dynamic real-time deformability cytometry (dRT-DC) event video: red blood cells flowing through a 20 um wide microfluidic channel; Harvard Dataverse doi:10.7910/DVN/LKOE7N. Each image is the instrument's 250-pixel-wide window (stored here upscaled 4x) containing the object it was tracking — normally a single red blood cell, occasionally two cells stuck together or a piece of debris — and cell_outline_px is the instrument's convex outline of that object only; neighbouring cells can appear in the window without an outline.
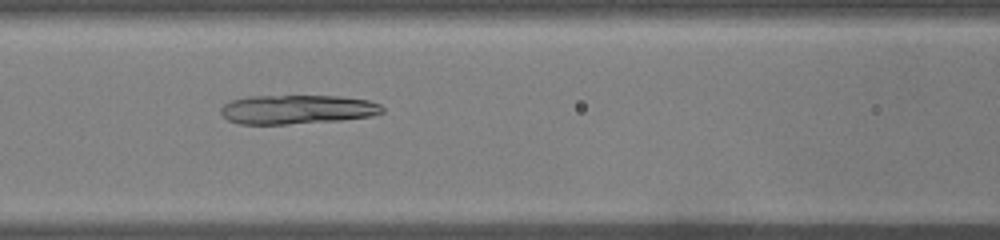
{"species": "common noctule bat (a hibernating species)", "species_latin": "Nyctalus noctula", "temperature_condition": "warm", "stored_images_in_passage": 43, "camera_frame_rate_fps": 3000, "um_per_image_px": 0.085, "animal": {"sex": "male", "body_mass_g": 19.0, "forearm_length_mm": 50.8}, "frame": {"image": 1, "passage_image": 15, "time_ms": 4.667, "image_size_px": [1000, 240], "cell_outline_px": [[384, 112], [372, 116], [340, 120], [288, 124], [240, 124], [228, 120], [220, 112], [220, 108], [224, 104], [232, 100], [248, 96], [340, 96], [368, 100], [380, 104], [384, 108]], "centroid_in_image_um": [25.27, 9.3], "position_along_channel_um": 141.3, "area_um2": 27.46}}
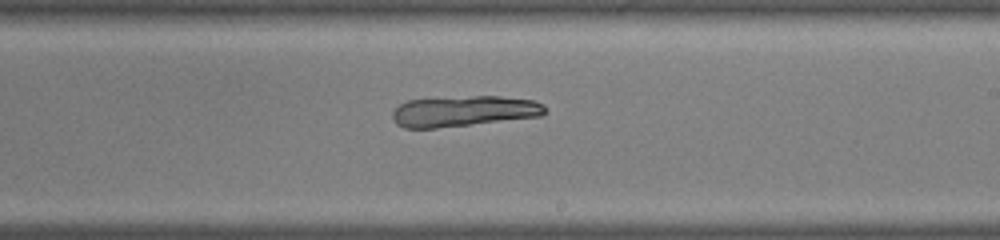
{"frame": {"image": 2, "passage_image": 23, "time_ms": 7.333, "image_size_px": [1000, 240], "cell_outline_px": [[544, 112], [540, 116], [436, 128], [404, 128], [396, 124], [392, 120], [392, 112], [400, 104], [408, 100], [472, 96], [500, 96], [532, 100], [544, 104]], "centroid_in_image_um": [39.37, 9.45], "position_along_channel_um": 249.6, "area_um2": 26.99}}
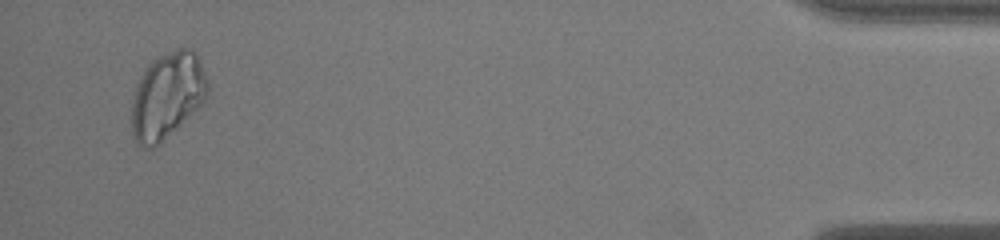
{"frame": {"image": 3, "passage_image": 41, "time_ms": 13.333, "image_size_px": [1000, 240], "cell_outline_px": [[208, 92], [204, 100], [160, 144], [152, 148], [144, 148], [136, 140], [132, 132], [132, 100], [136, 88], [148, 64], [156, 56], [176, 48], [188, 48], [196, 52], [208, 80]], "centroid_in_image_um": [14.22, 8.1], "position_along_channel_um": 421.0, "area_um2": 37.74}}